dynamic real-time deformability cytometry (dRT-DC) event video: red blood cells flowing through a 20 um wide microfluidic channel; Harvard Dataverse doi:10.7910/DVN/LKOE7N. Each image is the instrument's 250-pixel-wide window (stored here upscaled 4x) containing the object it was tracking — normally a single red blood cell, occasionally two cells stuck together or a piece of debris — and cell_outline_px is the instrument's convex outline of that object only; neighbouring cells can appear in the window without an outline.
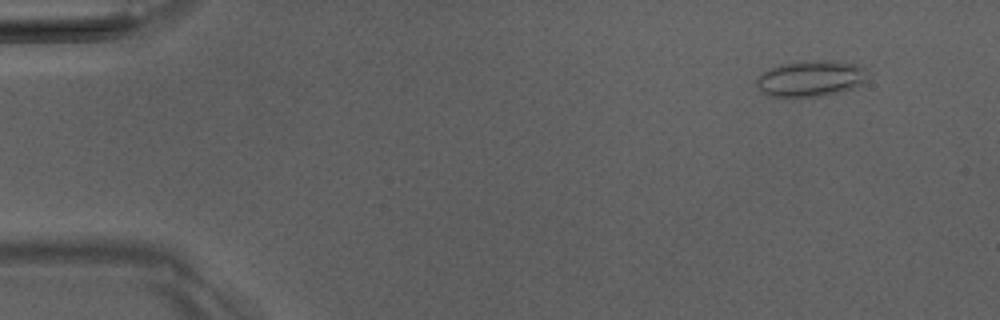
{"species": "Egyptian fruit bat (a non-hibernating species)", "species_latin": "Rousettus aegyptiacus", "temperature_condition": "room temperature", "stored_images_in_passage": 4, "camera_frame_rate_fps": 3000, "um_per_image_px": 0.085, "animal": {"sex": "male"}, "frame": {"image": 1, "passage_image": 1, "time_ms": 0.0, "image_size_px": [1000, 320], "cell_outline_px": [[868, 72], [864, 80], [860, 84], [852, 88], [836, 92], [816, 96], [768, 96], [756, 84], [756, 80], [764, 72], [780, 64], [812, 60], [836, 60], [856, 64], [864, 68]], "centroid_in_image_um": [68.93, 6.65], "position_along_channel_um": 16.1, "area_um2": 22.83}}